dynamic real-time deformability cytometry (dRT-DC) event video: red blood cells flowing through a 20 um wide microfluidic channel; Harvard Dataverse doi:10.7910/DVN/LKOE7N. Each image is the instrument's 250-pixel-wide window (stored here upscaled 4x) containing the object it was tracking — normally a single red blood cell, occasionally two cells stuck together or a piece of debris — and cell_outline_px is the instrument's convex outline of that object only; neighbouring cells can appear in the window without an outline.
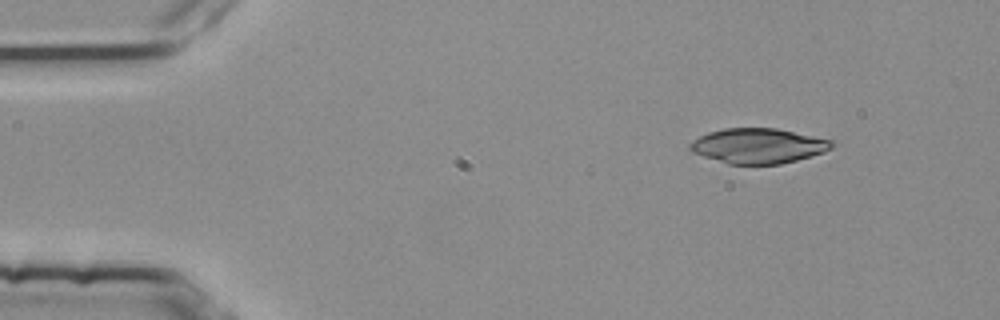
{"species": "common noctule bat (a hibernating species)", "species_latin": "Nyctalus noctula", "temperature_condition": "room temperature", "stored_images_in_passage": 3, "camera_frame_rate_fps": 3000, "um_per_image_px": 0.085, "animal": {"sex": "female", "body_mass_g": 25.1}, "frame": {"image": 1, "passage_image": 1, "time_ms": 0.0, "image_size_px": [1000, 320], "cell_outline_px": [[836, 144], [832, 148], [824, 152], [796, 160], [780, 164], [728, 164], [692, 152], [688, 148], [688, 144], [692, 140], [708, 132], [724, 128], [776, 128], [836, 140]], "centroid_in_image_um": [64.48, 12.39], "position_along_channel_um": 20.5, "area_um2": 29.19}}